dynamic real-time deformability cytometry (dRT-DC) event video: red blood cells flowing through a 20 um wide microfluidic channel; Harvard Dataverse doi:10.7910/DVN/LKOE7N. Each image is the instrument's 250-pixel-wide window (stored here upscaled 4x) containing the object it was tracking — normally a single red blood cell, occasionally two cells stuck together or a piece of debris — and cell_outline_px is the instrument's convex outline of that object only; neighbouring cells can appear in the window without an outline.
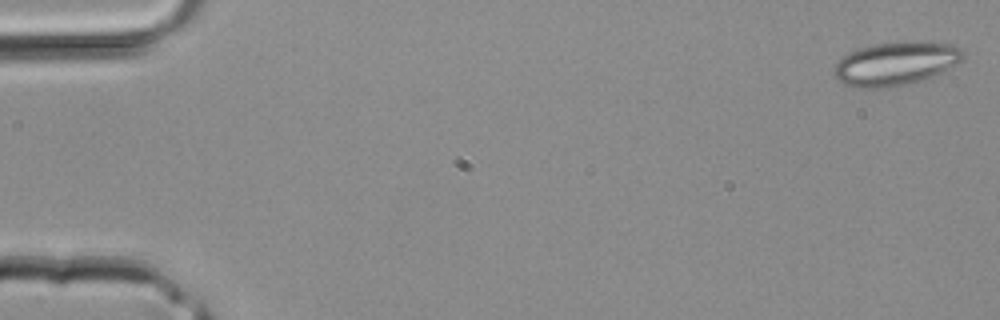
{"species": "common noctule bat (a hibernating species)", "species_latin": "Nyctalus noctula", "temperature_condition": "room temperature", "stored_images_in_passage": 40, "camera_frame_rate_fps": 3000, "um_per_image_px": 0.085, "animal": {"sex": "male", "body_mass_g": 20.4}, "frame": {"image": 1, "passage_image": 1, "time_ms": 0.0, "image_size_px": [1000, 320], "cell_outline_px": [[964, 60], [924, 80], [908, 84], [884, 88], [856, 88], [844, 84], [836, 80], [832, 72], [836, 64], [844, 56], [860, 48], [872, 44], [956, 44], [964, 48]], "centroid_in_image_um": [76.12, 5.46], "position_along_channel_um": 8.9, "area_um2": 32.02}}
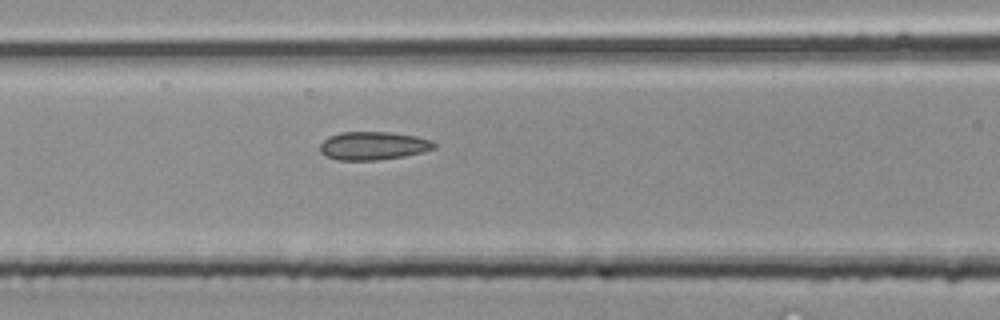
{"frame": {"image": 2, "passage_image": 17, "time_ms": 5.333, "image_size_px": [1000, 320], "cell_outline_px": [[436, 148], [424, 152], [404, 156], [376, 160], [336, 160], [324, 156], [320, 152], [320, 144], [328, 136], [340, 132], [388, 132], [416, 136], [432, 140], [436, 144]], "centroid_in_image_um": [31.71, 12.39], "position_along_channel_um": 134.9, "area_um2": 18.96}}
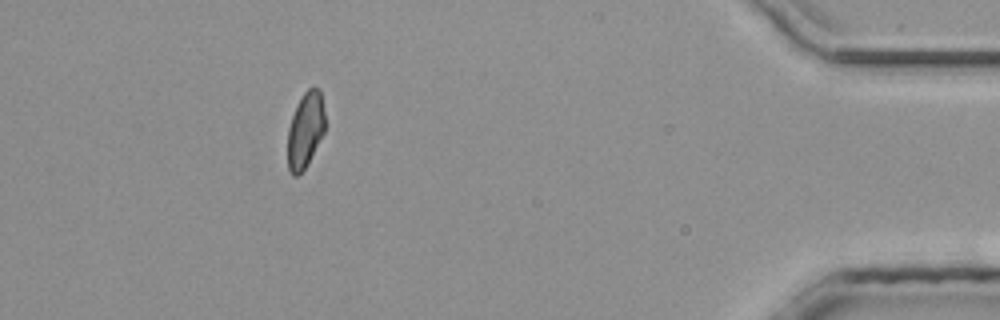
{"frame": {"image": 3, "passage_image": 36, "time_ms": 11.667, "image_size_px": [1000, 320], "cell_outline_px": [[324, 132], [308, 164], [296, 176], [292, 176], [288, 168], [288, 128], [296, 104], [300, 96], [312, 84], [320, 88], [324, 112]], "centroid_in_image_um": [25.95, 11.0], "position_along_channel_um": 409.2, "area_um2": 16.65}}